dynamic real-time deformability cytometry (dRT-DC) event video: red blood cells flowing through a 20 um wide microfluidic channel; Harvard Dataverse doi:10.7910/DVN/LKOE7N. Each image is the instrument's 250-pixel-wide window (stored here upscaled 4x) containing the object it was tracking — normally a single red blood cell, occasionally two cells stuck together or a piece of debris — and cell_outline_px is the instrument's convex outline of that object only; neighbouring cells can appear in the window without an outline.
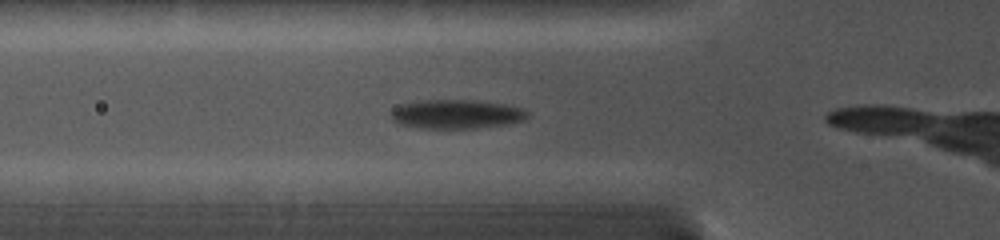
{"species": "common noctule bat (a hibernating species)", "species_latin": "Nyctalus noctula", "temperature_condition": "cold", "stored_images_in_passage": 10, "camera_frame_rate_fps": 5000, "um_per_image_px": 0.085, "animal": {"sex": "female", "body_mass_g": 19.0, "forearm_length_mm": 56.7}, "frame": {"image": 1, "passage_image": 4, "time_ms": 1.2, "image_size_px": [1000, 240], "cell_outline_px": [[528, 116], [524, 120], [504, 124], [476, 128], [420, 128], [400, 124], [392, 120], [392, 108], [400, 104], [416, 100], [476, 100], [504, 104], [524, 108], [528, 112]], "centroid_in_image_um": [38.77, 9.69], "position_along_channel_um": 87.0, "area_um2": 23.18}}
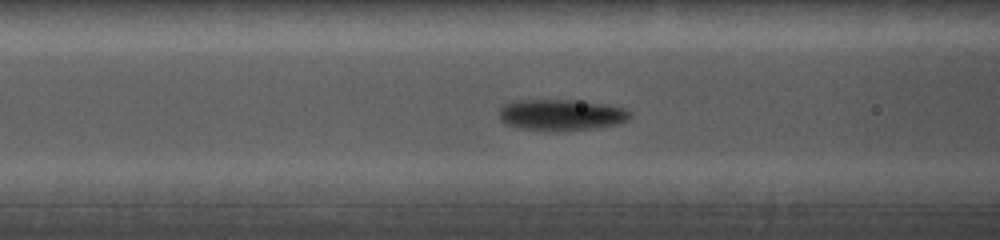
{"frame": {"image": 2, "passage_image": 6, "time_ms": 2.0, "image_size_px": [1000, 240], "cell_outline_px": [[632, 112], [620, 124], [592, 128], [520, 128], [504, 124], [500, 120], [500, 108], [504, 104], [512, 100], [580, 100], [604, 104], [624, 108]], "centroid_in_image_um": [47.67, 9.71], "position_along_channel_um": 118.9, "area_um2": 22.95}}